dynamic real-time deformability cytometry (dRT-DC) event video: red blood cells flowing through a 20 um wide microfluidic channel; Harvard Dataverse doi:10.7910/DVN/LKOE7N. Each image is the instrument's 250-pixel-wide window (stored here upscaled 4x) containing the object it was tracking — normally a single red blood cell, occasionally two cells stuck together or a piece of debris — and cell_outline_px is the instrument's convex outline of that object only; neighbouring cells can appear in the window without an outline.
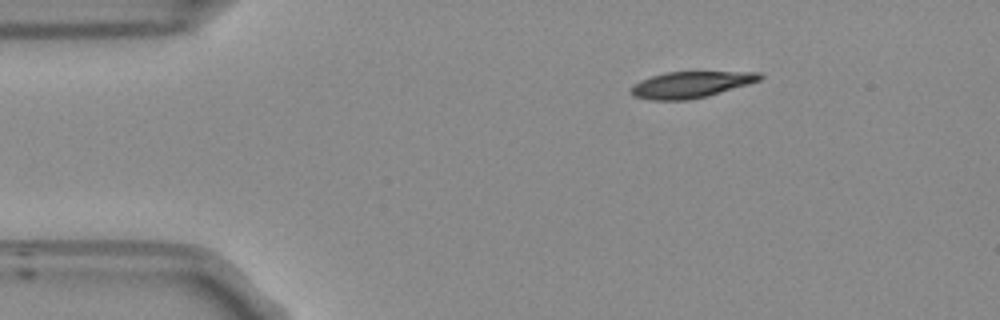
{"species": "Egyptian fruit bat (a non-hibernating species)", "species_latin": "Rousettus aegyptiacus", "temperature_condition": "room temperature", "stored_images_in_passage": 45, "camera_frame_rate_fps": 3000, "um_per_image_px": 0.085, "frame": {"image": 1, "passage_image": 1, "time_ms": 0.0, "image_size_px": [1000, 320], "cell_outline_px": [[764, 76], [760, 80], [748, 84], [708, 96], [688, 100], [648, 100], [632, 96], [628, 92], [628, 88], [640, 80], [664, 72], [760, 72]], "centroid_in_image_um": [58.65, 7.2], "position_along_channel_um": 26.3, "area_um2": 19.94}}
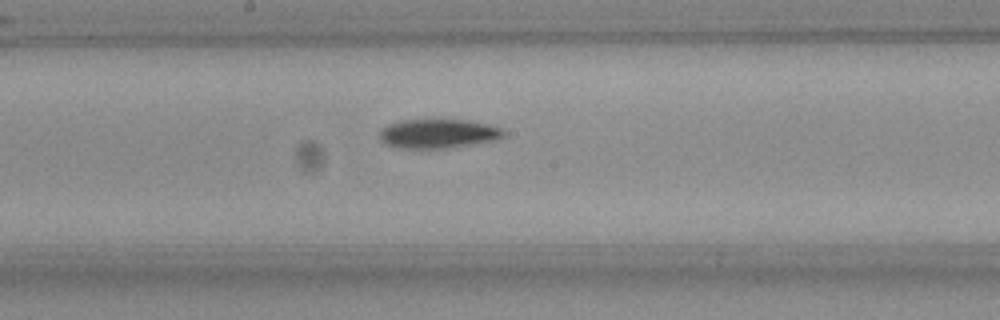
{"frame": {"image": 2, "passage_image": 20, "time_ms": 6.333, "image_size_px": [1000, 320], "cell_outline_px": [[504, 136], [496, 140], [448, 148], [400, 148], [384, 144], [380, 140], [380, 128], [388, 124], [400, 120], [440, 116], [468, 120], [488, 124], [500, 128], [504, 132]], "centroid_in_image_um": [37.2, 11.3], "position_along_channel_um": 211.0, "area_um2": 22.08}}
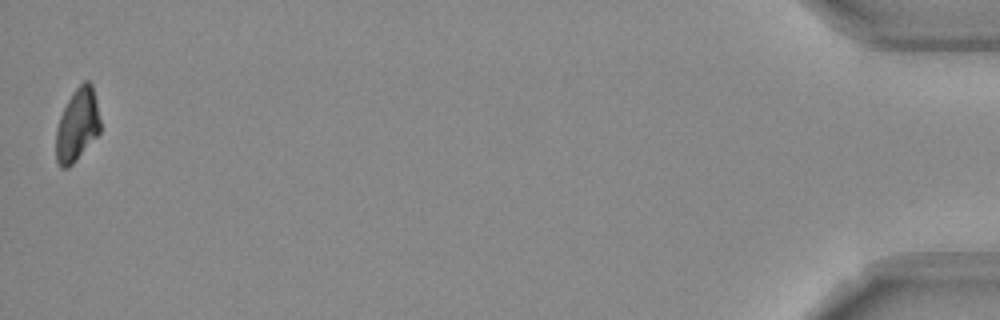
{"frame": {"image": 3, "passage_image": 45, "time_ms": 14.667, "image_size_px": [1000, 320], "cell_outline_px": [[100, 132], [76, 160], [68, 168], [60, 168], [56, 160], [56, 128], [60, 116], [72, 92], [84, 80], [88, 80], [92, 84], [96, 100], [100, 120]], "centroid_in_image_um": [6.56, 10.62], "position_along_channel_um": 428.6, "area_um2": 18.73}, "authors_computed_cell_mechanics": {"area_um2": 20.8658, "velocity_mm_per_s": 3.8146, "shape_relaxation_time_tau1_ms": 4.5577, "shape_relaxation_time_tau2_ms": null, "deformation_change_tau1": 0.1597, "deformation_change_tau2": null}}